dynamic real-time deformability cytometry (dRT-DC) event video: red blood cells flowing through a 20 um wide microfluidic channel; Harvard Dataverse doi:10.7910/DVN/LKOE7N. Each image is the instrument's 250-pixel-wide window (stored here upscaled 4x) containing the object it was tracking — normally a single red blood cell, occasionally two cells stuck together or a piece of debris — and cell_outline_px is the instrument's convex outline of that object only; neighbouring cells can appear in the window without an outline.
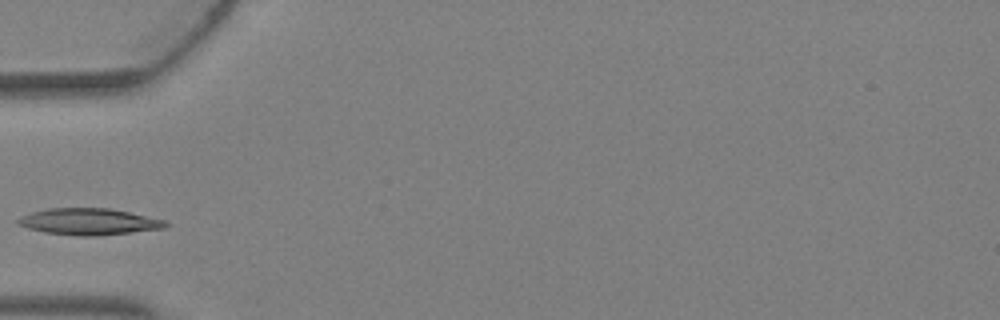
{"species": "Egyptian fruit bat (a non-hibernating species)", "species_latin": "Rousettus aegyptiacus", "temperature_condition": "warm", "stored_images_in_passage": 1, "camera_frame_rate_fps": 3000, "um_per_image_px": 0.085, "animal": {"sex": "female"}, "frame": {"image": 1, "passage_image": 1, "time_ms": 0.0, "image_size_px": [1000, 320], "cell_outline_px": [[168, 228], [92, 236], [80, 236], [44, 232], [28, 228], [16, 224], [16, 220], [20, 216], [32, 212], [48, 208], [108, 208], [128, 212], [164, 220], [168, 224]], "centroid_in_image_um": [7.52, 18.84], "position_along_channel_um": 77.5, "area_um2": 22.66}}